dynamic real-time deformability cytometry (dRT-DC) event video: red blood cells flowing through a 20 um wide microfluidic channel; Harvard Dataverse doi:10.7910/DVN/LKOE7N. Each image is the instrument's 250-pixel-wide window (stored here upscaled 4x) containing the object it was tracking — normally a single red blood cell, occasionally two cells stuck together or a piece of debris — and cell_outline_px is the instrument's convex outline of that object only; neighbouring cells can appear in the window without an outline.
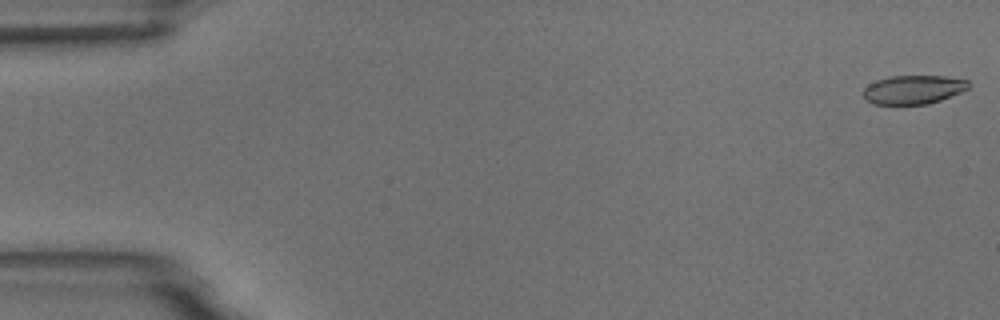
{"species": "common noctule bat (a hibernating species)", "species_latin": "Nyctalus noctula", "temperature_condition": "room temperature", "stored_images_in_passage": 5, "camera_frame_rate_fps": 3000, "um_per_image_px": 0.085, "animal": {"sex": "male", "body_mass_g": 18.8}, "frame": {"image": 1, "passage_image": 1, "time_ms": 0.0, "image_size_px": [1000, 320], "cell_outline_px": [[972, 84], [968, 88], [960, 92], [940, 100], [928, 104], [872, 104], [864, 100], [864, 88], [868, 84], [876, 80], [892, 76], [944, 76], [968, 80]], "centroid_in_image_um": [77.62, 7.61], "position_along_channel_um": 7.4, "area_um2": 17.69}}